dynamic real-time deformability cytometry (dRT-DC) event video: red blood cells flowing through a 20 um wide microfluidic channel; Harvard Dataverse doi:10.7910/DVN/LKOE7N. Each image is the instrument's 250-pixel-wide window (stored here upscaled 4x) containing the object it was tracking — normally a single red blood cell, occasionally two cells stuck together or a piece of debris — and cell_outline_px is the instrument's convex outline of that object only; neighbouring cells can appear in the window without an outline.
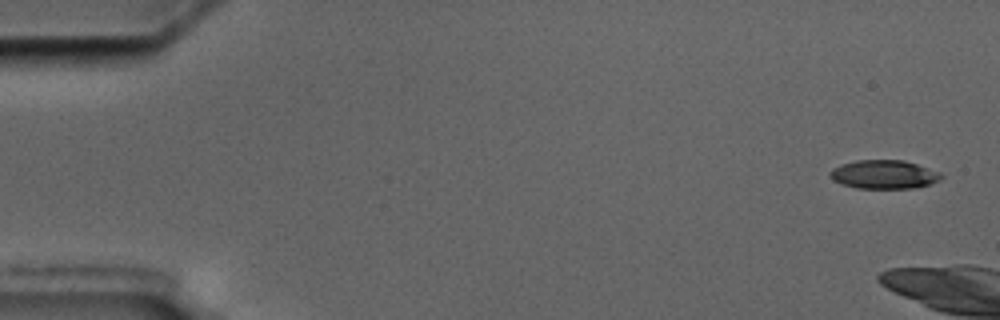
{"species": "common noctule bat (a hibernating species)", "species_latin": "Nyctalus noctula", "temperature_condition": "cold", "stored_images_in_passage": 6, "camera_frame_rate_fps": 3000, "um_per_image_px": 0.085, "animal": {"sex": "male", "body_mass_g": 17.5, "forearm_length_mm": 52.3}, "frame": {"image": 1, "passage_image": 1, "time_ms": 0.0, "image_size_px": [1000, 320], "cell_outline_px": [[944, 176], [940, 180], [928, 184], [912, 188], [856, 188], [840, 184], [832, 180], [828, 176], [828, 172], [832, 168], [840, 164], [856, 160], [904, 160], [940, 172]], "centroid_in_image_um": [75.07, 14.82], "position_along_channel_um": 9.9, "area_um2": 18.73}}